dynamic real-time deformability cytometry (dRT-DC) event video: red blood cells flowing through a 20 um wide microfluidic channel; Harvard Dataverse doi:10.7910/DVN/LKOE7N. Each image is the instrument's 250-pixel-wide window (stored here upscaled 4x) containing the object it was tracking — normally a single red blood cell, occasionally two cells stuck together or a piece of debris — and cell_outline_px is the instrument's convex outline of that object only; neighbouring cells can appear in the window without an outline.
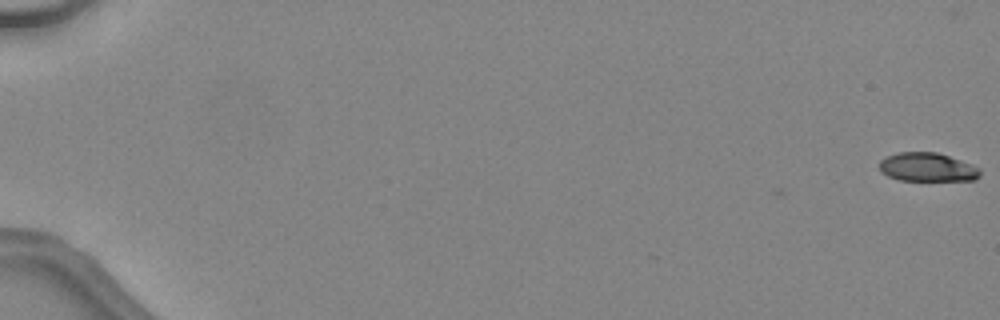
{"species": "common noctule bat (a hibernating species)", "species_latin": "Nyctalus noctula", "temperature_condition": "warm", "stored_images_in_passage": 45, "camera_frame_rate_fps": 3000, "um_per_image_px": 0.085, "animal": {"sex": "female", "body_mass_g": 24.6, "forearm_length_mm": 56.2}, "frame": {"image": 1, "passage_image": 1, "time_ms": 0.0, "image_size_px": [1000, 320], "cell_outline_px": [[980, 176], [976, 180], [900, 180], [888, 176], [880, 172], [880, 160], [896, 152], [936, 152], [972, 164], [980, 168]], "centroid_in_image_um": [78.83, 14.21], "position_along_channel_um": 6.2, "area_um2": 16.82}}
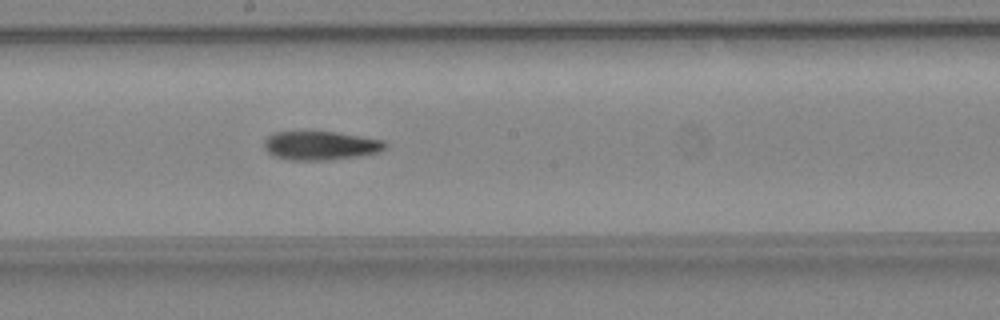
{"frame": {"image": 2, "passage_image": 29, "time_ms": 9.333, "image_size_px": [1000, 320], "cell_outline_px": [[388, 144], [380, 152], [364, 156], [328, 160], [292, 160], [272, 156], [264, 148], [264, 140], [272, 132], [336, 132], [384, 140]], "centroid_in_image_um": [27.26, 12.38], "position_along_channel_um": 220.9, "area_um2": 20.52}}
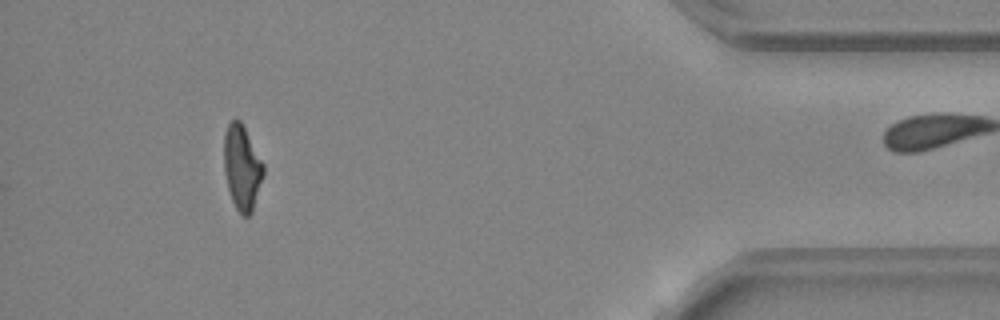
{"frame": {"image": 3, "passage_image": 45, "time_ms": 14.667, "image_size_px": [1000, 320], "cell_outline_px": [[264, 176], [252, 212], [248, 216], [240, 216], [232, 200], [228, 188], [224, 172], [224, 132], [228, 124], [236, 116], [240, 120], [264, 164]], "centroid_in_image_um": [20.57, 14.24], "position_along_channel_um": 414.6, "area_um2": 19.65}, "authors_computed_cell_mechanics": {"area_um2": 19.941, "velocity_mm_per_s": 4.5757, "shape_relaxation_time_tau1_ms": 6.8792, "shape_relaxation_time_tau2_ms": null, "deformation_change_tau1": 0.237, "deformation_change_tau2": null}}